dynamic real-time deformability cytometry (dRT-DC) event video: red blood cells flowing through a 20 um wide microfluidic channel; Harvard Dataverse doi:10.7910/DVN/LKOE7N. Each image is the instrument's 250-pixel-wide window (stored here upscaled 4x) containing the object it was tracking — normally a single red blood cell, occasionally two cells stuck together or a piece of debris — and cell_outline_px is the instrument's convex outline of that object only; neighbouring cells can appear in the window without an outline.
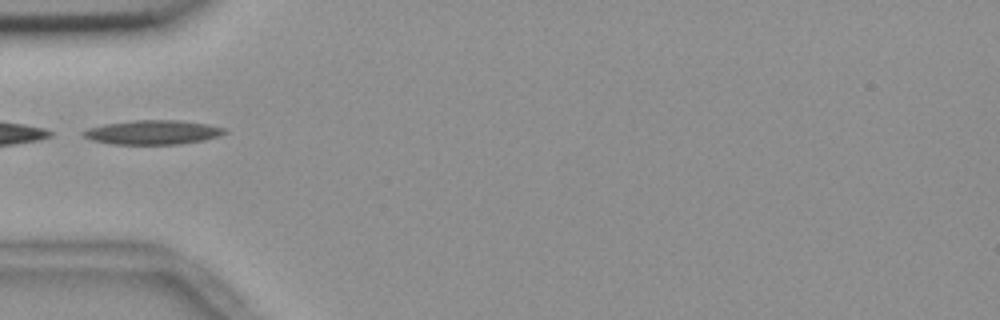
{"species": "common noctule bat (a hibernating species)", "species_latin": "Nyctalus noctula", "temperature_condition": "room temperature", "stored_images_in_passage": 37, "camera_frame_rate_fps": 3000, "um_per_image_px": 0.085, "animal": {"sex": "female", "body_mass_g": 18.4}, "frame": {"image": 1, "passage_image": 1, "time_ms": 0.0, "image_size_px": [1000, 320], "cell_outline_px": [[228, 132], [204, 140], [176, 144], [112, 144], [92, 140], [84, 136], [80, 132], [88, 128], [104, 124], [132, 120], [180, 120], [208, 124], [224, 128]], "centroid_in_image_um": [12.96, 11.24], "position_along_channel_um": 72.0, "area_um2": 19.88}}